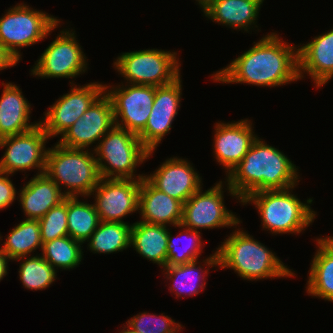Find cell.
Returning a JSON list of instances; mask_svg holds the SVG:
<instances>
[{
    "instance_id": "cell-31",
    "label": "cell",
    "mask_w": 333,
    "mask_h": 333,
    "mask_svg": "<svg viewBox=\"0 0 333 333\" xmlns=\"http://www.w3.org/2000/svg\"><path fill=\"white\" fill-rule=\"evenodd\" d=\"M19 266V277L23 286L32 290H40L49 287L56 278L54 269L43 257L33 256L26 258Z\"/></svg>"
},
{
    "instance_id": "cell-3",
    "label": "cell",
    "mask_w": 333,
    "mask_h": 333,
    "mask_svg": "<svg viewBox=\"0 0 333 333\" xmlns=\"http://www.w3.org/2000/svg\"><path fill=\"white\" fill-rule=\"evenodd\" d=\"M228 237L217 251L204 261L206 266L231 268L246 280L294 275L274 253L245 231L237 229Z\"/></svg>"
},
{
    "instance_id": "cell-4",
    "label": "cell",
    "mask_w": 333,
    "mask_h": 333,
    "mask_svg": "<svg viewBox=\"0 0 333 333\" xmlns=\"http://www.w3.org/2000/svg\"><path fill=\"white\" fill-rule=\"evenodd\" d=\"M44 173L60 189L62 184L67 188L64 191L67 197L92 195L101 180L97 160L92 153L63 147L59 143L52 149L48 148Z\"/></svg>"
},
{
    "instance_id": "cell-22",
    "label": "cell",
    "mask_w": 333,
    "mask_h": 333,
    "mask_svg": "<svg viewBox=\"0 0 333 333\" xmlns=\"http://www.w3.org/2000/svg\"><path fill=\"white\" fill-rule=\"evenodd\" d=\"M0 99V139L23 134L34 129L38 123L30 124V103L24 98L18 86L4 85Z\"/></svg>"
},
{
    "instance_id": "cell-8",
    "label": "cell",
    "mask_w": 333,
    "mask_h": 333,
    "mask_svg": "<svg viewBox=\"0 0 333 333\" xmlns=\"http://www.w3.org/2000/svg\"><path fill=\"white\" fill-rule=\"evenodd\" d=\"M176 52L146 49L122 53L114 66L130 84L163 86L180 76Z\"/></svg>"
},
{
    "instance_id": "cell-12",
    "label": "cell",
    "mask_w": 333,
    "mask_h": 333,
    "mask_svg": "<svg viewBox=\"0 0 333 333\" xmlns=\"http://www.w3.org/2000/svg\"><path fill=\"white\" fill-rule=\"evenodd\" d=\"M61 31L60 35L42 53L32 74L39 77L72 78L85 73L86 58L80 44L75 39L74 31Z\"/></svg>"
},
{
    "instance_id": "cell-38",
    "label": "cell",
    "mask_w": 333,
    "mask_h": 333,
    "mask_svg": "<svg viewBox=\"0 0 333 333\" xmlns=\"http://www.w3.org/2000/svg\"><path fill=\"white\" fill-rule=\"evenodd\" d=\"M333 251V237L320 238Z\"/></svg>"
},
{
    "instance_id": "cell-14",
    "label": "cell",
    "mask_w": 333,
    "mask_h": 333,
    "mask_svg": "<svg viewBox=\"0 0 333 333\" xmlns=\"http://www.w3.org/2000/svg\"><path fill=\"white\" fill-rule=\"evenodd\" d=\"M70 93L63 95L44 114L39 121L50 137L62 135L84 112L105 92V85L90 83L82 87H72Z\"/></svg>"
},
{
    "instance_id": "cell-2",
    "label": "cell",
    "mask_w": 333,
    "mask_h": 333,
    "mask_svg": "<svg viewBox=\"0 0 333 333\" xmlns=\"http://www.w3.org/2000/svg\"><path fill=\"white\" fill-rule=\"evenodd\" d=\"M227 175L229 192L241 201L251 193L294 188L299 182L292 161L258 137L242 161Z\"/></svg>"
},
{
    "instance_id": "cell-26",
    "label": "cell",
    "mask_w": 333,
    "mask_h": 333,
    "mask_svg": "<svg viewBox=\"0 0 333 333\" xmlns=\"http://www.w3.org/2000/svg\"><path fill=\"white\" fill-rule=\"evenodd\" d=\"M1 249L10 260H22L31 252L41 247L40 224L38 220L25 219L14 227Z\"/></svg>"
},
{
    "instance_id": "cell-39",
    "label": "cell",
    "mask_w": 333,
    "mask_h": 333,
    "mask_svg": "<svg viewBox=\"0 0 333 333\" xmlns=\"http://www.w3.org/2000/svg\"><path fill=\"white\" fill-rule=\"evenodd\" d=\"M127 328V329H126ZM119 333H139V332H136L135 330H133L131 327H129L127 325V327H125V329H123L121 332Z\"/></svg>"
},
{
    "instance_id": "cell-36",
    "label": "cell",
    "mask_w": 333,
    "mask_h": 333,
    "mask_svg": "<svg viewBox=\"0 0 333 333\" xmlns=\"http://www.w3.org/2000/svg\"><path fill=\"white\" fill-rule=\"evenodd\" d=\"M17 63L14 59L5 51L2 44L0 43V70L6 69L8 67H13Z\"/></svg>"
},
{
    "instance_id": "cell-16",
    "label": "cell",
    "mask_w": 333,
    "mask_h": 333,
    "mask_svg": "<svg viewBox=\"0 0 333 333\" xmlns=\"http://www.w3.org/2000/svg\"><path fill=\"white\" fill-rule=\"evenodd\" d=\"M180 76L172 83L155 87V98L145 128L138 134L142 144L153 150L171 129L174 117L178 113L181 101Z\"/></svg>"
},
{
    "instance_id": "cell-35",
    "label": "cell",
    "mask_w": 333,
    "mask_h": 333,
    "mask_svg": "<svg viewBox=\"0 0 333 333\" xmlns=\"http://www.w3.org/2000/svg\"><path fill=\"white\" fill-rule=\"evenodd\" d=\"M9 175L0 171V210L8 207L16 198V189Z\"/></svg>"
},
{
    "instance_id": "cell-6",
    "label": "cell",
    "mask_w": 333,
    "mask_h": 333,
    "mask_svg": "<svg viewBox=\"0 0 333 333\" xmlns=\"http://www.w3.org/2000/svg\"><path fill=\"white\" fill-rule=\"evenodd\" d=\"M102 138L94 149L101 178L134 179L136 166L153 152L138 135L115 125Z\"/></svg>"
},
{
    "instance_id": "cell-25",
    "label": "cell",
    "mask_w": 333,
    "mask_h": 333,
    "mask_svg": "<svg viewBox=\"0 0 333 333\" xmlns=\"http://www.w3.org/2000/svg\"><path fill=\"white\" fill-rule=\"evenodd\" d=\"M316 241L319 248L311 263L307 292L333 301V251L321 239Z\"/></svg>"
},
{
    "instance_id": "cell-10",
    "label": "cell",
    "mask_w": 333,
    "mask_h": 333,
    "mask_svg": "<svg viewBox=\"0 0 333 333\" xmlns=\"http://www.w3.org/2000/svg\"><path fill=\"white\" fill-rule=\"evenodd\" d=\"M117 86L105 94L113 107L114 124L138 135L146 126L155 98V86L129 84ZM119 116V117H118ZM121 117V123L119 118Z\"/></svg>"
},
{
    "instance_id": "cell-21",
    "label": "cell",
    "mask_w": 333,
    "mask_h": 333,
    "mask_svg": "<svg viewBox=\"0 0 333 333\" xmlns=\"http://www.w3.org/2000/svg\"><path fill=\"white\" fill-rule=\"evenodd\" d=\"M66 197L59 186L43 173L34 176L20 190L19 202H21L26 219L39 220Z\"/></svg>"
},
{
    "instance_id": "cell-7",
    "label": "cell",
    "mask_w": 333,
    "mask_h": 333,
    "mask_svg": "<svg viewBox=\"0 0 333 333\" xmlns=\"http://www.w3.org/2000/svg\"><path fill=\"white\" fill-rule=\"evenodd\" d=\"M59 22L56 17L18 4L0 18V43L17 63L21 58L18 47H27L46 38Z\"/></svg>"
},
{
    "instance_id": "cell-27",
    "label": "cell",
    "mask_w": 333,
    "mask_h": 333,
    "mask_svg": "<svg viewBox=\"0 0 333 333\" xmlns=\"http://www.w3.org/2000/svg\"><path fill=\"white\" fill-rule=\"evenodd\" d=\"M132 225L126 222L100 221L93 232L88 247L94 253L110 254L131 247Z\"/></svg>"
},
{
    "instance_id": "cell-19",
    "label": "cell",
    "mask_w": 333,
    "mask_h": 333,
    "mask_svg": "<svg viewBox=\"0 0 333 333\" xmlns=\"http://www.w3.org/2000/svg\"><path fill=\"white\" fill-rule=\"evenodd\" d=\"M138 210L142 222L178 227L183 218V203L157 189L146 177L141 179Z\"/></svg>"
},
{
    "instance_id": "cell-18",
    "label": "cell",
    "mask_w": 333,
    "mask_h": 333,
    "mask_svg": "<svg viewBox=\"0 0 333 333\" xmlns=\"http://www.w3.org/2000/svg\"><path fill=\"white\" fill-rule=\"evenodd\" d=\"M145 177L159 190L183 204L196 193L201 186V177L184 159L166 160L150 176Z\"/></svg>"
},
{
    "instance_id": "cell-33",
    "label": "cell",
    "mask_w": 333,
    "mask_h": 333,
    "mask_svg": "<svg viewBox=\"0 0 333 333\" xmlns=\"http://www.w3.org/2000/svg\"><path fill=\"white\" fill-rule=\"evenodd\" d=\"M42 244L68 236L67 197L39 220Z\"/></svg>"
},
{
    "instance_id": "cell-23",
    "label": "cell",
    "mask_w": 333,
    "mask_h": 333,
    "mask_svg": "<svg viewBox=\"0 0 333 333\" xmlns=\"http://www.w3.org/2000/svg\"><path fill=\"white\" fill-rule=\"evenodd\" d=\"M264 0H205L200 7L209 19L230 26L244 29L256 24L258 11Z\"/></svg>"
},
{
    "instance_id": "cell-32",
    "label": "cell",
    "mask_w": 333,
    "mask_h": 333,
    "mask_svg": "<svg viewBox=\"0 0 333 333\" xmlns=\"http://www.w3.org/2000/svg\"><path fill=\"white\" fill-rule=\"evenodd\" d=\"M183 235L186 236V238L188 237L190 242H188V246L185 247V250H179L176 244L179 242L180 236L182 237ZM176 238H179V240L176 239L177 242L173 240L170 231H168L166 266H175L197 260L198 256L201 255L202 249L199 231L186 228L185 231L183 230V232L179 234V237Z\"/></svg>"
},
{
    "instance_id": "cell-11",
    "label": "cell",
    "mask_w": 333,
    "mask_h": 333,
    "mask_svg": "<svg viewBox=\"0 0 333 333\" xmlns=\"http://www.w3.org/2000/svg\"><path fill=\"white\" fill-rule=\"evenodd\" d=\"M49 136L39 124L34 129L23 134L0 139V148L7 147L0 160V171L13 174L16 171H25L39 168L43 174L46 168L47 149L45 143Z\"/></svg>"
},
{
    "instance_id": "cell-1",
    "label": "cell",
    "mask_w": 333,
    "mask_h": 333,
    "mask_svg": "<svg viewBox=\"0 0 333 333\" xmlns=\"http://www.w3.org/2000/svg\"><path fill=\"white\" fill-rule=\"evenodd\" d=\"M281 40L276 33L266 35L226 68L213 74V80L263 87L297 81L300 79L298 49Z\"/></svg>"
},
{
    "instance_id": "cell-13",
    "label": "cell",
    "mask_w": 333,
    "mask_h": 333,
    "mask_svg": "<svg viewBox=\"0 0 333 333\" xmlns=\"http://www.w3.org/2000/svg\"><path fill=\"white\" fill-rule=\"evenodd\" d=\"M144 177L142 174L135 179L101 178L92 191L100 221L122 223L127 214L138 211L140 183Z\"/></svg>"
},
{
    "instance_id": "cell-20",
    "label": "cell",
    "mask_w": 333,
    "mask_h": 333,
    "mask_svg": "<svg viewBox=\"0 0 333 333\" xmlns=\"http://www.w3.org/2000/svg\"><path fill=\"white\" fill-rule=\"evenodd\" d=\"M297 48L299 78L302 79L303 73L307 72L315 86L326 84L333 77V29Z\"/></svg>"
},
{
    "instance_id": "cell-29",
    "label": "cell",
    "mask_w": 333,
    "mask_h": 333,
    "mask_svg": "<svg viewBox=\"0 0 333 333\" xmlns=\"http://www.w3.org/2000/svg\"><path fill=\"white\" fill-rule=\"evenodd\" d=\"M82 243L69 235L46 242L42 247V257L55 269H72L82 260Z\"/></svg>"
},
{
    "instance_id": "cell-17",
    "label": "cell",
    "mask_w": 333,
    "mask_h": 333,
    "mask_svg": "<svg viewBox=\"0 0 333 333\" xmlns=\"http://www.w3.org/2000/svg\"><path fill=\"white\" fill-rule=\"evenodd\" d=\"M214 154L229 174L242 161L257 136L248 119L215 125Z\"/></svg>"
},
{
    "instance_id": "cell-5",
    "label": "cell",
    "mask_w": 333,
    "mask_h": 333,
    "mask_svg": "<svg viewBox=\"0 0 333 333\" xmlns=\"http://www.w3.org/2000/svg\"><path fill=\"white\" fill-rule=\"evenodd\" d=\"M284 190H264L249 194L241 202L245 205L253 202L262 220L264 229L271 233H300L314 221L315 212L309 204L312 199L303 203L294 194Z\"/></svg>"
},
{
    "instance_id": "cell-15",
    "label": "cell",
    "mask_w": 333,
    "mask_h": 333,
    "mask_svg": "<svg viewBox=\"0 0 333 333\" xmlns=\"http://www.w3.org/2000/svg\"><path fill=\"white\" fill-rule=\"evenodd\" d=\"M113 107L110 98L103 93L71 127L61 136L63 147L83 149L98 141L114 126Z\"/></svg>"
},
{
    "instance_id": "cell-37",
    "label": "cell",
    "mask_w": 333,
    "mask_h": 333,
    "mask_svg": "<svg viewBox=\"0 0 333 333\" xmlns=\"http://www.w3.org/2000/svg\"><path fill=\"white\" fill-rule=\"evenodd\" d=\"M8 260H10V259L8 258V256L4 253V251L0 247V281L7 274Z\"/></svg>"
},
{
    "instance_id": "cell-9",
    "label": "cell",
    "mask_w": 333,
    "mask_h": 333,
    "mask_svg": "<svg viewBox=\"0 0 333 333\" xmlns=\"http://www.w3.org/2000/svg\"><path fill=\"white\" fill-rule=\"evenodd\" d=\"M222 181L202 193L200 188L183 204V218L178 227L198 231L202 228L237 226L240 219L224 205Z\"/></svg>"
},
{
    "instance_id": "cell-24",
    "label": "cell",
    "mask_w": 333,
    "mask_h": 333,
    "mask_svg": "<svg viewBox=\"0 0 333 333\" xmlns=\"http://www.w3.org/2000/svg\"><path fill=\"white\" fill-rule=\"evenodd\" d=\"M167 244V226L142 221L132 224L131 245L142 257L166 267Z\"/></svg>"
},
{
    "instance_id": "cell-30",
    "label": "cell",
    "mask_w": 333,
    "mask_h": 333,
    "mask_svg": "<svg viewBox=\"0 0 333 333\" xmlns=\"http://www.w3.org/2000/svg\"><path fill=\"white\" fill-rule=\"evenodd\" d=\"M197 263V260H195L185 264L164 267V270H166L164 274H167L168 280L171 279L174 282L170 286V291H176V297H180L182 293L183 295L186 293L188 296L197 295L202 291L200 289H203L206 285V282H203L205 275L203 276L202 273L207 274L208 270L200 272L202 267H197Z\"/></svg>"
},
{
    "instance_id": "cell-40",
    "label": "cell",
    "mask_w": 333,
    "mask_h": 333,
    "mask_svg": "<svg viewBox=\"0 0 333 333\" xmlns=\"http://www.w3.org/2000/svg\"><path fill=\"white\" fill-rule=\"evenodd\" d=\"M196 1H198L199 3V5H201L205 0H196Z\"/></svg>"
},
{
    "instance_id": "cell-28",
    "label": "cell",
    "mask_w": 333,
    "mask_h": 333,
    "mask_svg": "<svg viewBox=\"0 0 333 333\" xmlns=\"http://www.w3.org/2000/svg\"><path fill=\"white\" fill-rule=\"evenodd\" d=\"M77 197H67L68 235L83 244L89 241L100 219L94 204L81 202Z\"/></svg>"
},
{
    "instance_id": "cell-34",
    "label": "cell",
    "mask_w": 333,
    "mask_h": 333,
    "mask_svg": "<svg viewBox=\"0 0 333 333\" xmlns=\"http://www.w3.org/2000/svg\"><path fill=\"white\" fill-rule=\"evenodd\" d=\"M139 333H178L181 326L168 316L139 313L126 323Z\"/></svg>"
}]
</instances>
